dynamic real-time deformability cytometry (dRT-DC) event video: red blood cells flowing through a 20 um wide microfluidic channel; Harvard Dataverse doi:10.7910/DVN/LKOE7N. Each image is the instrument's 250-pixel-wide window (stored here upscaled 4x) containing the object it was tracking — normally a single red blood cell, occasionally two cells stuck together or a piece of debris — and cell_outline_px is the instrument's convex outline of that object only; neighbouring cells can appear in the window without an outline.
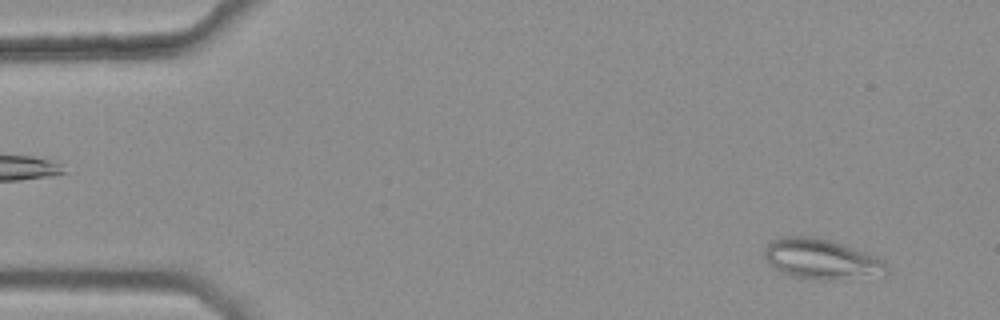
{"species": "common noctule bat (a hibernating species)", "species_latin": "Nyctalus noctula", "temperature_condition": "warm", "stored_images_in_passage": 43, "camera_frame_rate_fps": 3000, "um_per_image_px": 0.085, "animal": {"sex": "female", "body_mass_g": 25.1}, "frame": {"image": 1, "passage_image": 3, "time_ms": 0.667, "image_size_px": [1000, 320], "cell_outline_px": [[888, 272], [836, 280], [816, 280], [792, 276], [780, 272], [772, 268], [768, 264], [764, 256], [764, 248], [772, 240], [780, 236], [812, 236], [832, 240], [876, 256], [884, 260], [888, 268]], "centroid_in_image_um": [69.74, 22.01], "position_along_channel_um": 15.3, "area_um2": 28.73}}
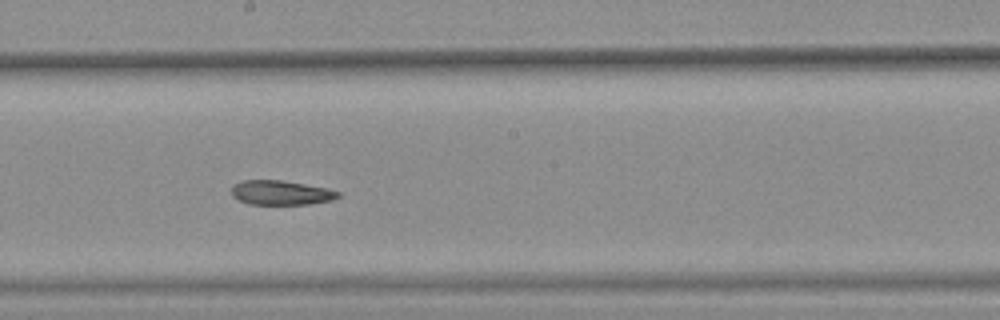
{"frame": {"image": 2, "passage_image": 28, "time_ms": 9.0, "image_size_px": [1000, 320], "cell_outline_px": [[340, 196], [332, 200], [308, 204], [248, 204], [232, 196], [232, 184], [240, 180], [280, 180], [328, 188], [340, 192]], "centroid_in_image_um": [23.86, 16.37], "position_along_channel_um": 224.3, "area_um2": 15.2}}
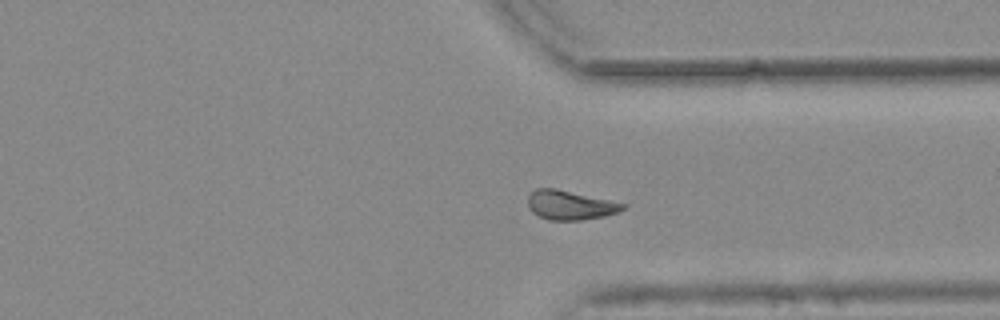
{"frame": {"image": 3, "passage_image": 39, "time_ms": 12.667, "image_size_px": [1000, 320], "cell_outline_px": [[628, 204], [620, 212], [604, 216], [580, 220], [548, 220], [532, 212], [528, 208], [528, 196], [536, 188], [556, 188]], "centroid_in_image_um": [48.46, 17.43], "position_along_channel_um": 362.9, "area_um2": 16.24}, "authors_computed_cell_mechanics": {"area_um2": 16.8776, "velocity_mm_per_s": 3.7645, "shape_relaxation_time_tau1_ms": null, "shape_relaxation_time_tau2_ms": 7.8897, "deformation_change_tau1": null, "deformation_change_tau2": 0.1575}}